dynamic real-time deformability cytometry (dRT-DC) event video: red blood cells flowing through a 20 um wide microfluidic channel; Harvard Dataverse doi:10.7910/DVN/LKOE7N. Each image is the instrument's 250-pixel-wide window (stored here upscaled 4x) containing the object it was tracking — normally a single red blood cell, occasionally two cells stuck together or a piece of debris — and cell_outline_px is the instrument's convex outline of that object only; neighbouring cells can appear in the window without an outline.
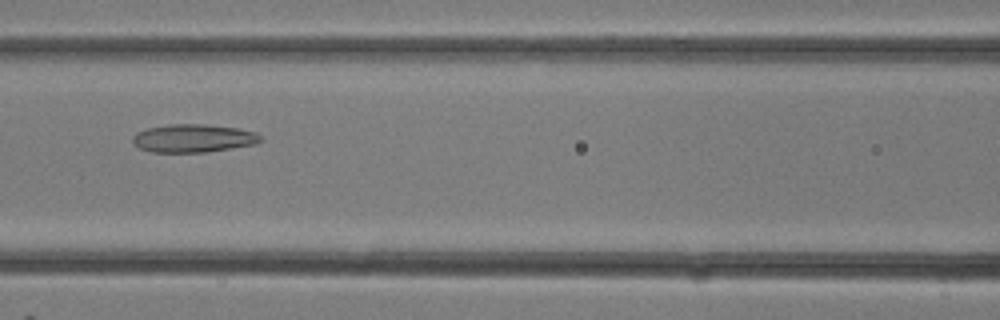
{"species": "common noctule bat (a hibernating species)", "species_latin": "Nyctalus noctula", "temperature_condition": "room temperature", "stored_images_in_passage": 18, "camera_frame_rate_fps": 3000, "um_per_image_px": 0.085, "animal": {"sex": "female"}, "frame": {"image": 1, "passage_image": 11, "time_ms": 3.333, "image_size_px": [1000, 320], "cell_outline_px": [[264, 140], [256, 144], [208, 152], [152, 152], [140, 148], [132, 140], [132, 136], [136, 132], [148, 128], [168, 124], [204, 124], [236, 128], [256, 132], [264, 136]], "centroid_in_image_um": [16.48, 11.75], "position_along_channel_um": 150.1, "area_um2": 21.1}}
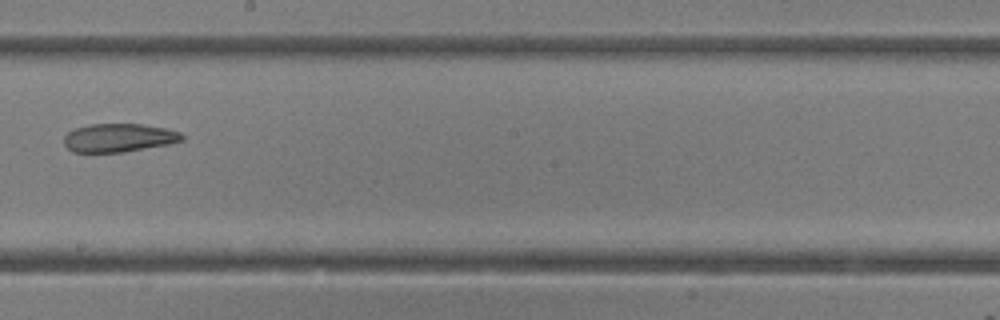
{"frame": {"image": 2, "passage_image": 15, "time_ms": 4.667, "image_size_px": [1000, 320], "cell_outline_px": [[184, 140], [168, 144], [124, 152], [72, 152], [64, 144], [64, 136], [68, 132], [76, 128], [88, 124], [140, 124], [164, 128], [180, 132], [184, 136]], "centroid_in_image_um": [10.09, 11.71], "position_along_channel_um": 238.1, "area_um2": 19.48}}
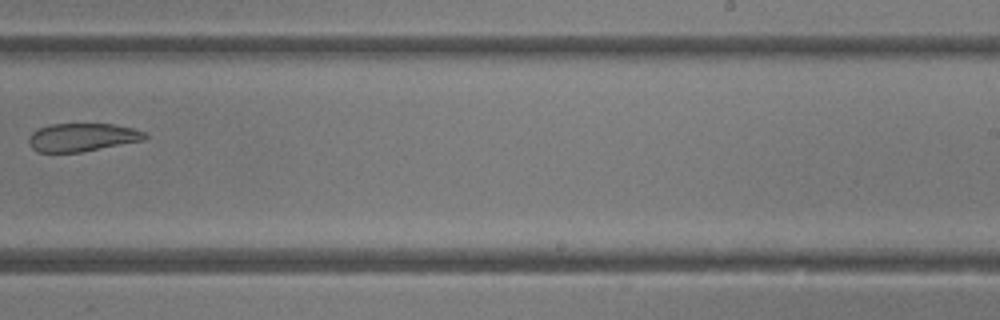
{"frame": {"image": 3, "passage_image": 17, "time_ms": 5.333, "image_size_px": [1000, 320], "cell_outline_px": [[148, 136], [144, 140], [80, 152], [36, 152], [32, 148], [28, 140], [28, 136], [32, 132], [48, 124], [112, 124], [132, 128], [144, 132]], "centroid_in_image_um": [6.96, 11.67], "position_along_channel_um": 282.0, "area_um2": 18.96}}